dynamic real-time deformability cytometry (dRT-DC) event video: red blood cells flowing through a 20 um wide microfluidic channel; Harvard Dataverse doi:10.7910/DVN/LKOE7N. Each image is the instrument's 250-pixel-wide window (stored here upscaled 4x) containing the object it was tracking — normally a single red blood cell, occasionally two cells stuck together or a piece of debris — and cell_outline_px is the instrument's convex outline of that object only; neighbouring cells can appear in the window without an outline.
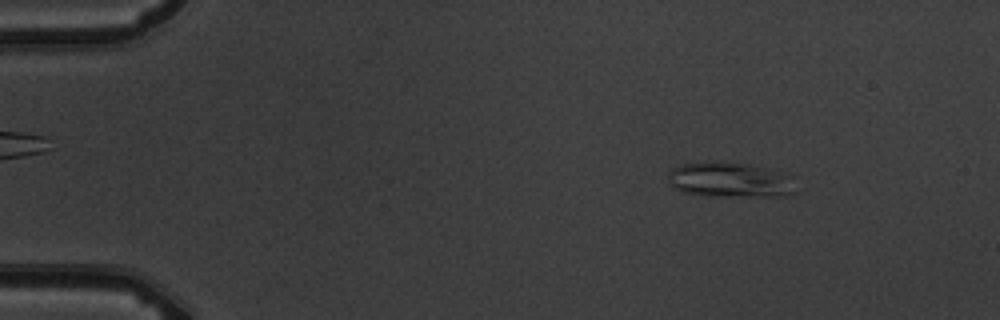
{"species": "common noctule bat (a hibernating species)", "species_latin": "Nyctalus noctula", "temperature_condition": "warm", "stored_images_in_passage": 9, "camera_frame_rate_fps": 3000, "um_per_image_px": 0.085, "animal": {"sex": "male", "body_mass_g": 19.5, "forearm_length_mm": 54.6}, "frame": {"image": 1, "passage_image": 2, "time_ms": 1.333, "image_size_px": [1000, 320], "cell_outline_px": [[796, 192], [784, 196], [712, 196], [680, 192], [672, 188], [668, 184], [668, 172], [672, 168], [680, 164], [708, 160], [748, 164], [788, 172], [792, 176]], "centroid_in_image_um": [62.04, 15.27], "position_along_channel_um": 23.0, "area_um2": 26.99}}
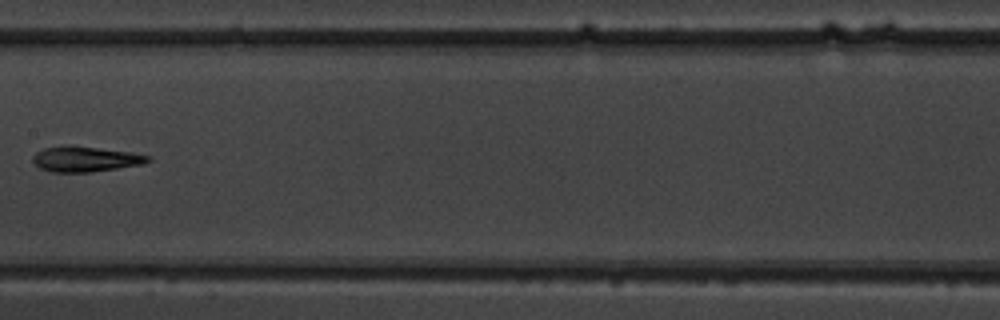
{"frame": {"image": 2, "passage_image": 8, "time_ms": 8.333, "image_size_px": [1000, 320], "cell_outline_px": [[152, 160], [144, 164], [88, 172], [52, 172], [40, 168], [32, 160], [32, 156], [36, 152], [44, 148], [68, 144], [132, 152], [152, 156]], "centroid_in_image_um": [7.27, 13.5], "position_along_channel_um": 200.1, "area_um2": 17.17}}
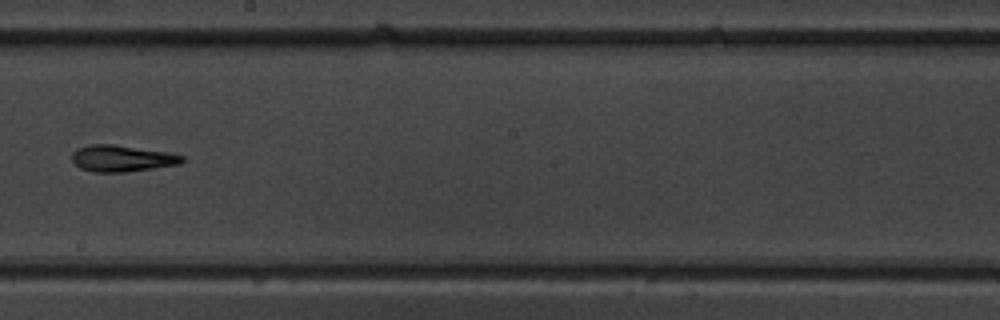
{"frame": {"image": 3, "passage_image": 9, "time_ms": 9.333, "image_size_px": [1000, 320], "cell_outline_px": [[188, 160], [180, 164], [128, 172], [92, 172], [80, 168], [72, 160], [72, 152], [88, 144], [112, 144], [168, 152], [184, 156]], "centroid_in_image_um": [10.4, 13.47], "position_along_channel_um": 237.8, "area_um2": 17.11}}